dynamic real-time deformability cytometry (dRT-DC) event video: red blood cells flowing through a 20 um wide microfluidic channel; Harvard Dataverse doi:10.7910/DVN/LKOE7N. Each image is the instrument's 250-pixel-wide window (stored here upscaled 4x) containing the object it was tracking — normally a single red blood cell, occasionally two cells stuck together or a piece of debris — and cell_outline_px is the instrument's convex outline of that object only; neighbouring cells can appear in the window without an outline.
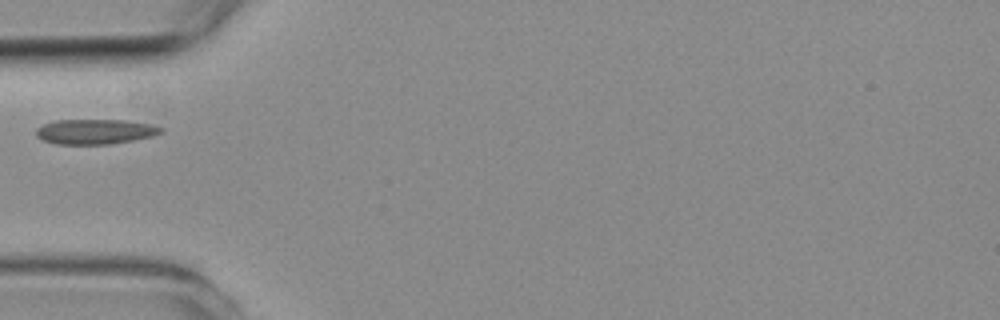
{"species": "common noctule bat (a hibernating species)", "species_latin": "Nyctalus noctula", "temperature_condition": "room temperature", "stored_images_in_passage": 2, "camera_frame_rate_fps": 3000, "um_per_image_px": 0.085, "animal": {"sex": "female", "body_mass_g": 19.3, "forearm_length_mm": 54.1}, "frame": {"image": 1, "passage_image": 1, "time_ms": 0.0, "image_size_px": [1000, 320], "cell_outline_px": [[164, 132], [152, 136], [112, 144], [56, 144], [44, 140], [36, 136], [36, 128], [44, 124], [56, 120], [128, 120], [152, 124], [164, 128]], "centroid_in_image_um": [8.12, 11.18], "position_along_channel_um": 76.9, "area_um2": 18.26}}
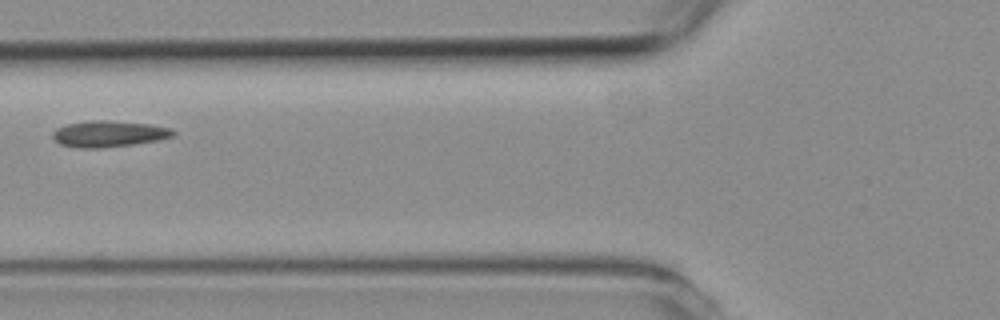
{"frame": {"image": 2, "passage_image": 2, "time_ms": 1.0, "image_size_px": [1000, 320], "cell_outline_px": [[176, 132], [172, 136], [156, 140], [132, 144], [100, 148], [80, 148], [60, 144], [52, 136], [52, 132], [56, 128], [68, 124], [92, 120], [108, 120], [152, 124], [172, 128]], "centroid_in_image_um": [9.25, 11.36], "position_along_channel_um": 116.5, "area_um2": 18.32}}